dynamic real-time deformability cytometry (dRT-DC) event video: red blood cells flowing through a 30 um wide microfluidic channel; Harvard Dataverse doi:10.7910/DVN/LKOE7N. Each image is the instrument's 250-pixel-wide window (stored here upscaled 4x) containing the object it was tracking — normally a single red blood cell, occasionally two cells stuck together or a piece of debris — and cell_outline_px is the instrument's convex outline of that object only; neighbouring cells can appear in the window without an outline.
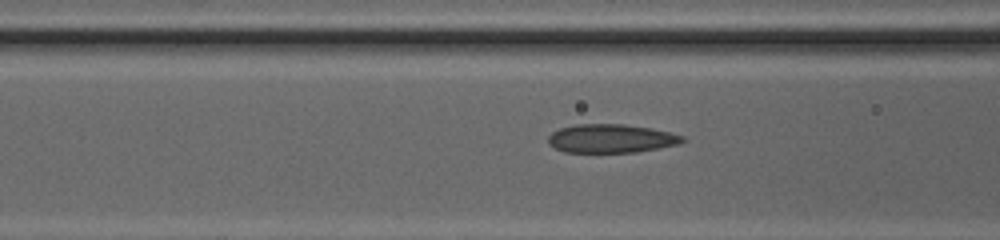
{"species": "common noctule bat (a hibernating species)", "species_latin": "Nyctalus noctula", "temperature_condition": "cold", "stored_images_in_passage": 35, "camera_frame_rate_fps": 3000, "um_per_image_px": 0.085, "animal": {"sex": "female", "body_mass_g": 20.0, "forearm_length_mm": 54.0}, "frame": {"image": 1, "passage_image": 10, "time_ms": 3.0, "image_size_px": [1000, 240], "cell_outline_px": [[684, 140], [680, 144], [636, 152], [564, 152], [548, 144], [548, 136], [552, 132], [560, 128], [576, 124], [624, 124], [652, 128], [684, 136]], "centroid_in_image_um": [51.93, 11.77], "position_along_channel_um": 114.7, "area_um2": 22.37}}
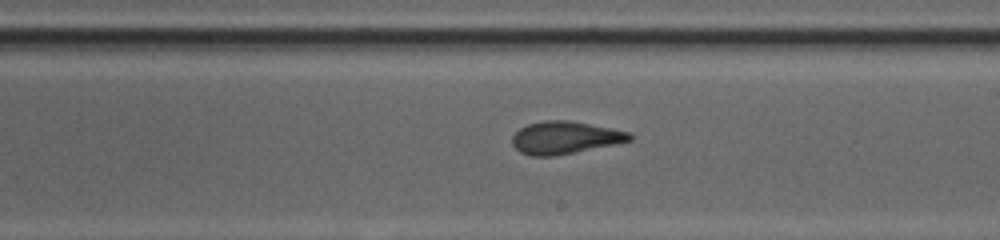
{"frame": {"image": 2, "passage_image": 19, "time_ms": 6.0, "image_size_px": [1000, 240], "cell_outline_px": [[632, 140], [616, 144], [556, 156], [532, 156], [520, 152], [512, 144], [512, 136], [520, 128], [528, 124], [544, 120], [568, 120], [632, 132]], "centroid_in_image_um": [48.03, 11.7], "position_along_channel_um": 241.0, "area_um2": 22.31}}
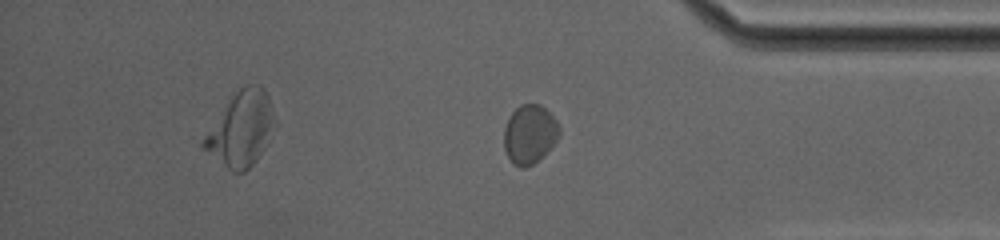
{"frame": {"image": 3, "passage_image": 35, "time_ms": 11.333, "image_size_px": [1000, 240], "cell_outline_px": [[560, 132], [556, 140], [532, 164], [524, 168], [520, 168], [508, 156], [504, 148], [504, 128], [512, 112], [520, 104], [540, 104], [556, 120], [560, 128]], "centroid_in_image_um": [45.0, 11.37], "position_along_channel_um": 390.2, "area_um2": 18.44}, "authors_computed_cell_mechanics": {"area_um2": 22.0218, "velocity_mm_per_s": 4.1978, "shape_relaxation_time_tau1_ms": 8.3752, "shape_relaxation_time_tau2_ms": 1.9319, "deformation_change_tau1": 0.2084, "deformation_change_tau2": 0.0844}}